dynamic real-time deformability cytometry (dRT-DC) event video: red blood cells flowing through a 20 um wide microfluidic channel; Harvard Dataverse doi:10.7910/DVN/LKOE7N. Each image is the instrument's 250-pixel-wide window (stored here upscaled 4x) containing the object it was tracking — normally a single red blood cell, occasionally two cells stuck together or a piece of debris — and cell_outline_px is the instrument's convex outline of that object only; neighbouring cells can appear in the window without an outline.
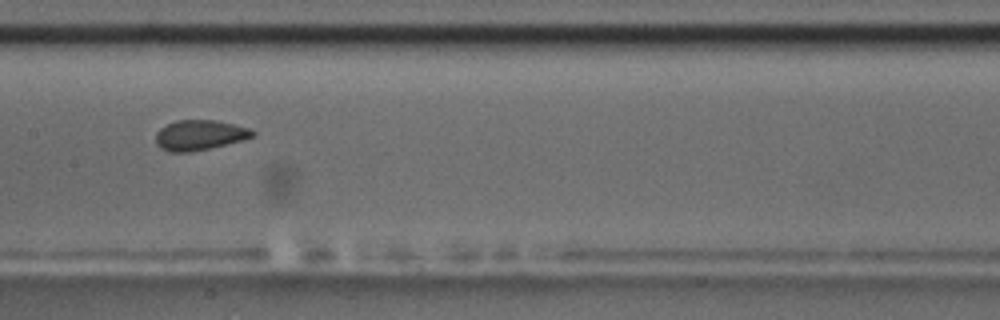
{"species": "common noctule bat (a hibernating species)", "species_latin": "Nyctalus noctula", "temperature_condition": "room temperature", "stored_images_in_passage": 7, "camera_frame_rate_fps": 3000, "um_per_image_px": 0.085, "animal": {"sex": "male", "body_mass_g": 17.5, "forearm_length_mm": 52.3}, "frame": {"image": 1, "passage_image": 4, "time_ms": 3.333, "image_size_px": [1000, 320], "cell_outline_px": [[256, 136], [208, 148], [188, 152], [168, 152], [160, 148], [156, 144], [156, 132], [160, 128], [176, 120], [216, 120], [236, 124], [248, 128], [256, 132]], "centroid_in_image_um": [16.95, 11.47], "position_along_channel_um": 190.5, "area_um2": 16.94}}